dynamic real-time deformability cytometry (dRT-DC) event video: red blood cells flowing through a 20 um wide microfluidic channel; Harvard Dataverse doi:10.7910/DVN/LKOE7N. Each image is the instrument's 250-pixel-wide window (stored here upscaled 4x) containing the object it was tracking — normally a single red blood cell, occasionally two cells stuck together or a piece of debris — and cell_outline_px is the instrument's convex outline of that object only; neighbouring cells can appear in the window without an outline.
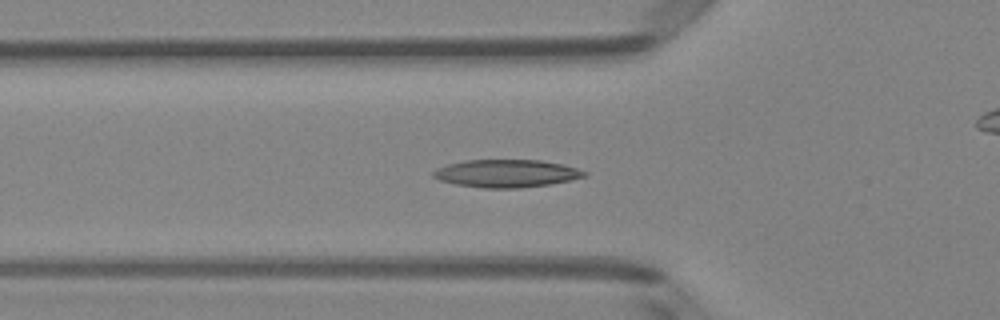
{"species": "Egyptian fruit bat (a non-hibernating species)", "species_latin": "Rousettus aegyptiacus", "temperature_condition": "room temperature", "stored_images_in_passage": 52, "camera_frame_rate_fps": 3000, "um_per_image_px": 0.085, "animal": {"sex": "female"}, "frame": {"image": 1, "passage_image": 18, "time_ms": 5.667, "image_size_px": [1000, 320], "cell_outline_px": [[588, 176], [548, 184], [520, 188], [484, 188], [456, 184], [440, 180], [432, 176], [432, 172], [448, 164], [464, 160], [540, 160], [560, 164], [576, 168], [588, 172]], "centroid_in_image_um": [43.05, 14.74], "position_along_channel_um": 82.8, "area_um2": 24.16}}
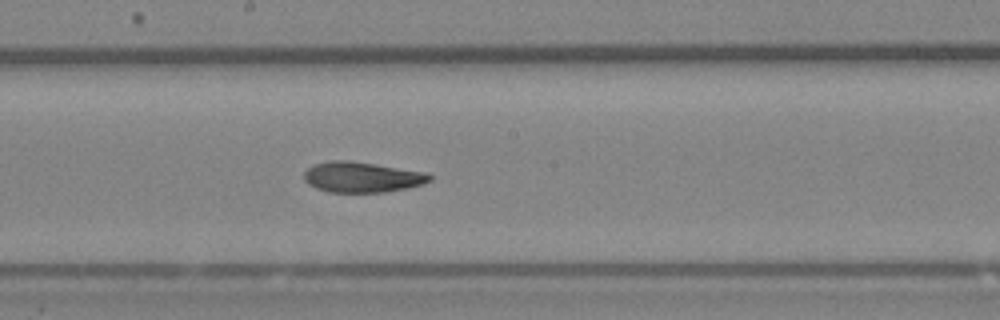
{"frame": {"image": 2, "passage_image": 28, "time_ms": 9.0, "image_size_px": [1000, 320], "cell_outline_px": [[432, 180], [424, 184], [408, 188], [384, 192], [328, 192], [316, 188], [308, 184], [304, 180], [304, 172], [308, 168], [316, 164], [332, 160], [344, 160], [428, 172], [432, 176]], "centroid_in_image_um": [30.79, 15.07], "position_along_channel_um": 217.4, "area_um2": 22.25}}
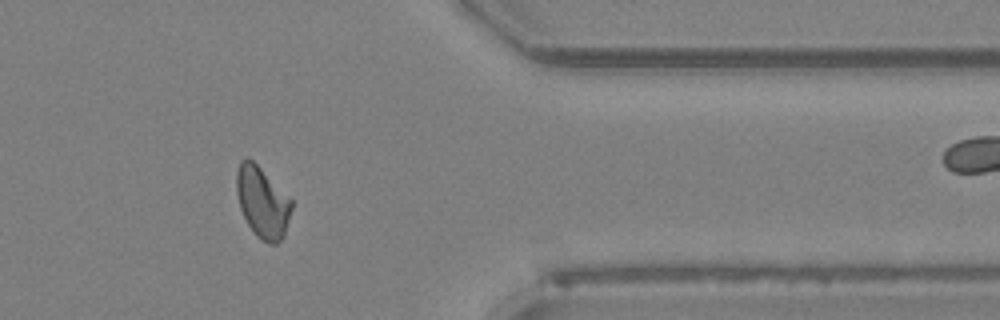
{"frame": {"image": 3, "passage_image": 42, "time_ms": 13.667, "image_size_px": [1000, 320], "cell_outline_px": [[292, 208], [284, 236], [276, 244], [268, 244], [260, 240], [256, 236], [248, 224], [240, 208], [236, 192], [236, 172], [240, 160], [248, 156], [292, 200]], "centroid_in_image_um": [22.29, 17.2], "position_along_channel_um": 389.1, "area_um2": 22.72}, "authors_computed_cell_mechanics": {"area_um2": 22.8888, "velocity_mm_per_s": 4.0579, "shape_relaxation_time_tau1_ms": 9.7209, "shape_relaxation_time_tau2_ms": 3.5838, "deformation_change_tau1": 0.238, "deformation_change_tau2": 0.0988}}